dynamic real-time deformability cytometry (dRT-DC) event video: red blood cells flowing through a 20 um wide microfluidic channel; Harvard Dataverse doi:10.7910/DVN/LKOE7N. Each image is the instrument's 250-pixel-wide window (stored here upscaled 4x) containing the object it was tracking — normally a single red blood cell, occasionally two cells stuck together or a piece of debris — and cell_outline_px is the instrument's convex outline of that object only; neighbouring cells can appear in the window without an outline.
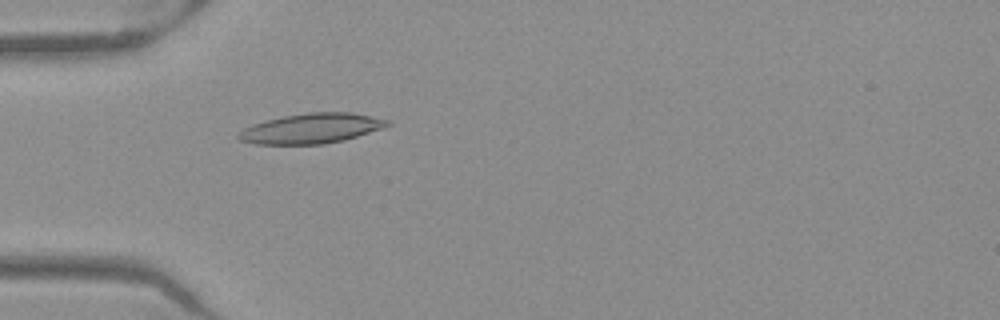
{"species": "Egyptian fruit bat (a non-hibernating species)", "species_latin": "Rousettus aegyptiacus", "temperature_condition": "warm", "stored_images_in_passage": 51, "camera_frame_rate_fps": 3000, "um_per_image_px": 0.085, "frame": {"image": 1, "passage_image": 16, "time_ms": 5.0, "image_size_px": [1000, 320], "cell_outline_px": [[392, 124], [344, 140], [324, 144], [256, 144], [240, 140], [236, 136], [244, 128], [252, 124], [284, 116], [308, 112], [352, 112], [392, 120]], "centroid_in_image_um": [26.49, 10.91], "position_along_channel_um": 58.5, "area_um2": 25.89}}
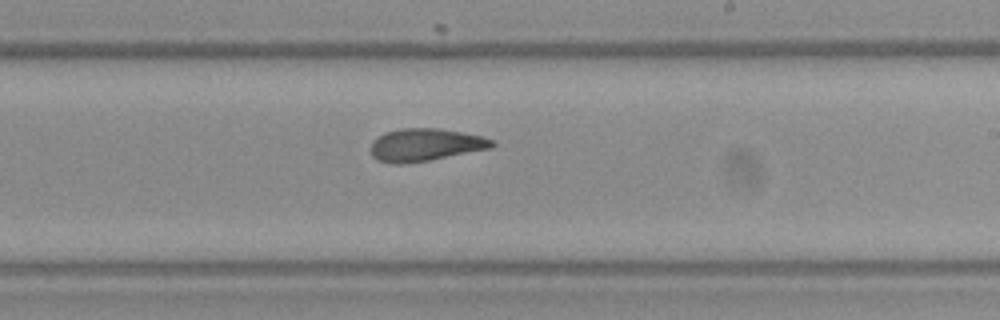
{"frame": {"image": 2, "passage_image": 31, "time_ms": 10.0, "image_size_px": [1000, 320], "cell_outline_px": [[496, 144], [492, 148], [428, 160], [404, 164], [392, 164], [376, 160], [372, 156], [368, 148], [372, 140], [384, 132], [400, 128], [440, 128], [480, 136], [492, 140]], "centroid_in_image_um": [36.06, 12.31], "position_along_channel_um": 252.9, "area_um2": 23.24}}
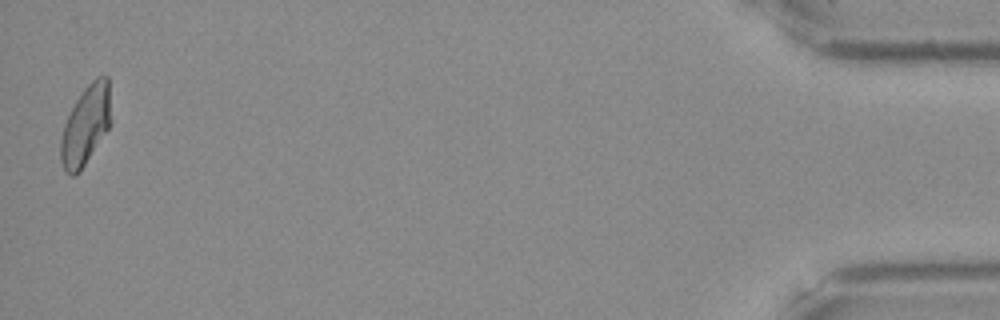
{"frame": {"image": 3, "passage_image": 51, "time_ms": 16.667, "image_size_px": [1000, 320], "cell_outline_px": [[112, 124], [80, 172], [72, 176], [68, 176], [64, 172], [60, 160], [60, 140], [64, 124], [76, 100], [84, 88], [96, 76], [108, 76]], "centroid_in_image_um": [7.29, 10.68], "position_along_channel_um": 427.9, "area_um2": 23.64}, "authors_computed_cell_mechanics": {"area_um2": 23.698, "velocity_mm_per_s": 3.9716, "shape_relaxation_time_tau1_ms": 7.9461, "shape_relaxation_time_tau2_ms": 2.6557, "deformation_change_tau1": 0.2064, "deformation_change_tau2": 0.1018}}